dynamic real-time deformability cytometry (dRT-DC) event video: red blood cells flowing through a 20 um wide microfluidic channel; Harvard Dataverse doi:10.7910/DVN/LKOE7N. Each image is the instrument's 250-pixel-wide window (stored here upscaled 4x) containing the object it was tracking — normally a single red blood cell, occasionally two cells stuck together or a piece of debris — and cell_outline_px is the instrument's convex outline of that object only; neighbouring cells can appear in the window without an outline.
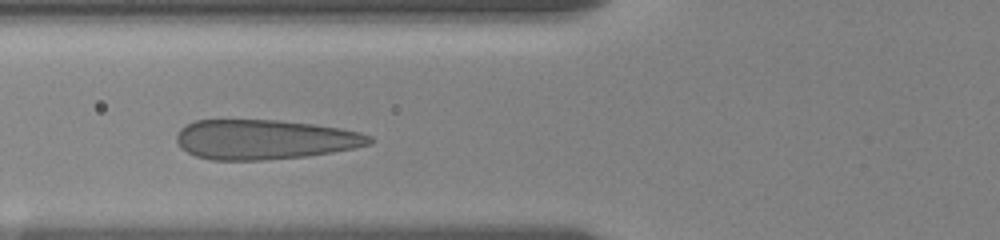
{"species": "human", "species_latin": "Homo sapiens", "temperature_condition": "room temperature", "stored_images_in_passage": 26, "camera_frame_rate_fps": 3000, "um_per_image_px": 0.085, "donor": {"sex": "female"}, "frame": {"image": 1, "passage_image": 5, "time_ms": 3.667, "image_size_px": [1000, 240], "cell_outline_px": [[376, 140], [372, 144], [332, 152], [308, 156], [264, 160], [212, 160], [196, 156], [180, 148], [176, 140], [176, 136], [180, 128], [196, 120], [280, 120], [316, 124], [340, 128], [360, 132], [372, 136]], "centroid_in_image_um": [22.52, 11.85], "position_along_channel_um": 103.3, "area_um2": 44.97}}
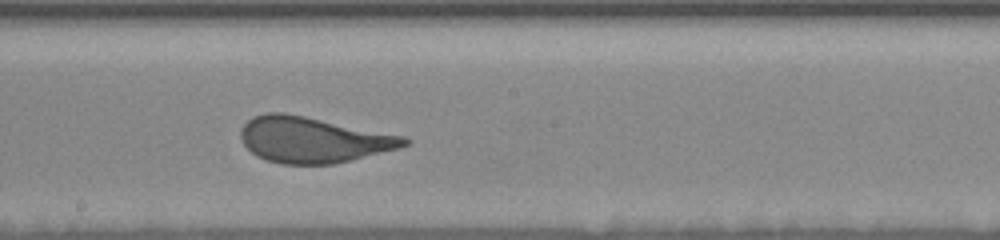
{"frame": {"image": 2, "passage_image": 13, "time_ms": 7.0, "image_size_px": [1000, 240], "cell_outline_px": [[412, 140], [408, 144], [400, 148], [332, 164], [280, 164], [256, 156], [244, 144], [240, 136], [240, 128], [252, 116], [268, 112], [284, 112], [404, 136]], "centroid_in_image_um": [26.59, 11.87], "position_along_channel_um": 221.6, "area_um2": 43.41}}
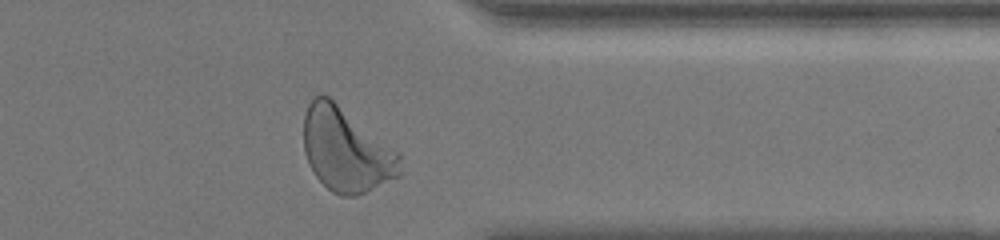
{"frame": {"image": 3, "passage_image": 24, "time_ms": 11.667, "image_size_px": [1000, 240], "cell_outline_px": [[400, 176], [356, 196], [340, 196], [332, 192], [316, 176], [304, 152], [304, 116], [308, 104], [316, 96], [328, 96], [400, 152]], "centroid_in_image_um": [29.44, 12.75], "position_along_channel_um": 382.0, "area_um2": 46.7}, "authors_computed_cell_mechanics": {"area_um2": 43.6968, "velocity_mm_per_s": 3.5273, "shape_relaxation_time_tau1_ms": 4.5874, "shape_relaxation_time_tau2_ms": null, "deformation_change_tau1": 0.1703, "deformation_change_tau2": null}}